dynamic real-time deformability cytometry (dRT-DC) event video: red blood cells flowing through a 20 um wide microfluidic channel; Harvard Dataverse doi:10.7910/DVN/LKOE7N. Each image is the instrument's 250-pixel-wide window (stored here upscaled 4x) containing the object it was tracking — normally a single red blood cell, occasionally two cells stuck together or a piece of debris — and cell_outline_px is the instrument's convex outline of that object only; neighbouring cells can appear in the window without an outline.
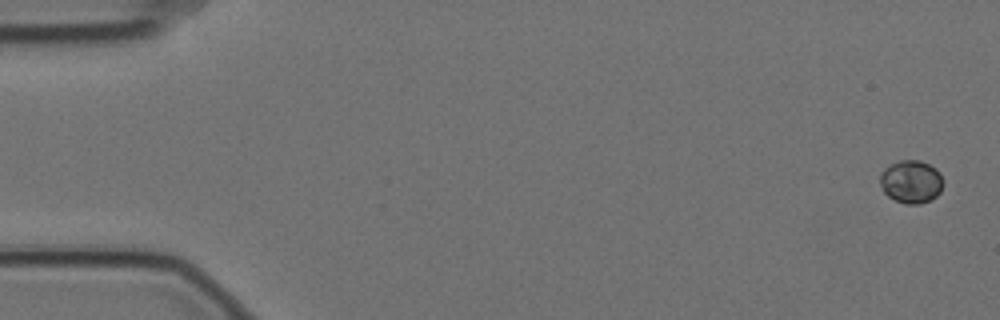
{"species": "Egyptian fruit bat (a non-hibernating species)", "species_latin": "Rousettus aegyptiacus", "temperature_condition": "cold", "stored_images_in_passage": 16, "camera_frame_rate_fps": 3000, "um_per_image_px": 0.085, "animal": {"sex": "female"}, "frame": {"image": 1, "passage_image": 1, "time_ms": 0.0, "image_size_px": [1000, 320], "cell_outline_px": [[944, 184], [940, 192], [936, 196], [920, 204], [908, 204], [896, 200], [888, 196], [884, 192], [880, 184], [880, 172], [884, 168], [900, 160], [920, 160], [936, 168], [940, 172]], "centroid_in_image_um": [77.45, 15.43], "position_along_channel_um": 7.5, "area_um2": 15.84}}